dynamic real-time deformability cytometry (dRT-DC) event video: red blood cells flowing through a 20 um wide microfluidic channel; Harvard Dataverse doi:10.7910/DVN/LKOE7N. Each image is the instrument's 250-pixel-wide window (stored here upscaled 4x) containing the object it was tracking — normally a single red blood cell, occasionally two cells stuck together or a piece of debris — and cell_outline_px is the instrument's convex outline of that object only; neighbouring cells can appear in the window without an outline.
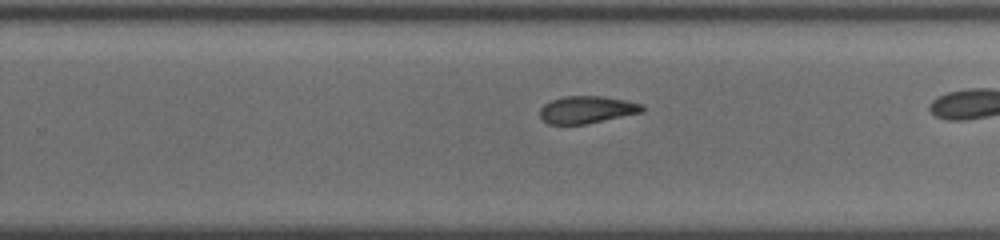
{"species": "common noctule bat (a hibernating species)", "species_latin": "Nyctalus noctula", "temperature_condition": "cold", "stored_images_in_passage": 28, "camera_frame_rate_fps": 3000, "um_per_image_px": 0.085, "animal": {"sex": "female", "body_mass_g": 19.5, "forearm_length_mm": 54.1}, "frame": {"image": 1, "passage_image": 20, "time_ms": 6.333, "image_size_px": [1000, 240], "cell_outline_px": [[644, 112], [584, 124], [548, 124], [540, 116], [540, 108], [544, 104], [552, 100], [564, 96], [600, 96], [624, 100], [640, 104], [644, 108]], "centroid_in_image_um": [49.86, 9.32], "position_along_channel_um": 279.9, "area_um2": 16.07}}